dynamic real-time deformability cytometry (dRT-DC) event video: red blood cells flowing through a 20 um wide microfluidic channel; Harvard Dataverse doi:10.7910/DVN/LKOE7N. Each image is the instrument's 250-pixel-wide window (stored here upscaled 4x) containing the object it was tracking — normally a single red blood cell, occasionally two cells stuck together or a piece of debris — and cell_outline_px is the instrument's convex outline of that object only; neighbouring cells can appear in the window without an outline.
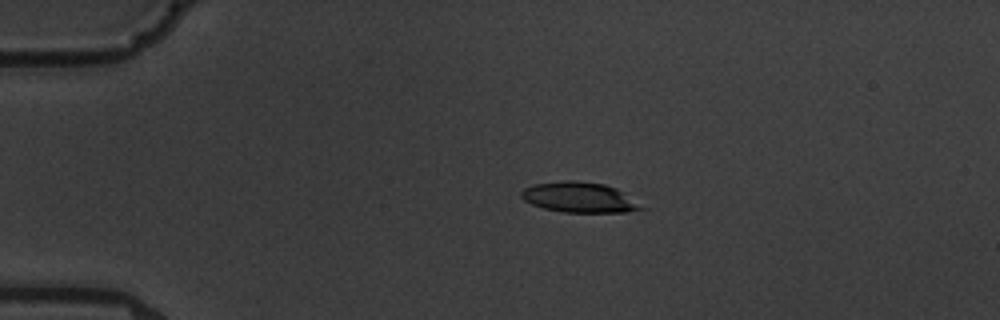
{"species": "common noctule bat (a hibernating species)", "species_latin": "Nyctalus noctula", "temperature_condition": "warm", "stored_images_in_passage": 9, "camera_frame_rate_fps": 3000, "um_per_image_px": 0.085, "animal": {"sex": "male", "body_mass_g": 19.5, "forearm_length_mm": 54.6}, "frame": {"image": 1, "passage_image": 2, "time_ms": 1.333, "image_size_px": [1000, 320], "cell_outline_px": [[648, 208], [628, 212], [564, 212], [544, 208], [532, 204], [524, 200], [520, 196], [520, 192], [524, 188], [532, 184], [564, 180], [576, 180], [604, 184], [616, 188]], "centroid_in_image_um": [49.25, 16.77], "position_along_channel_um": 35.8, "area_um2": 21.33}}
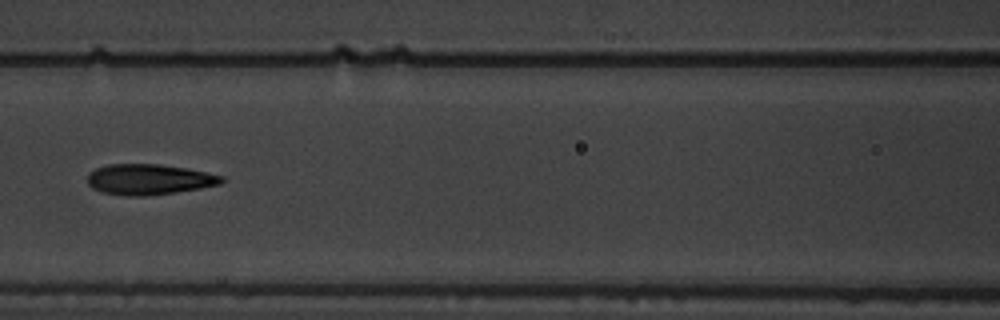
{"frame": {"image": 2, "passage_image": 6, "time_ms": 6.0, "image_size_px": [1000, 320], "cell_outline_px": [[224, 180], [220, 184], [200, 188], [148, 196], [128, 196], [104, 192], [92, 188], [88, 184], [88, 172], [96, 168], [108, 164], [160, 164], [184, 168], [224, 176]], "centroid_in_image_um": [12.64, 15.25], "position_along_channel_um": 154.0, "area_um2": 23.76}}
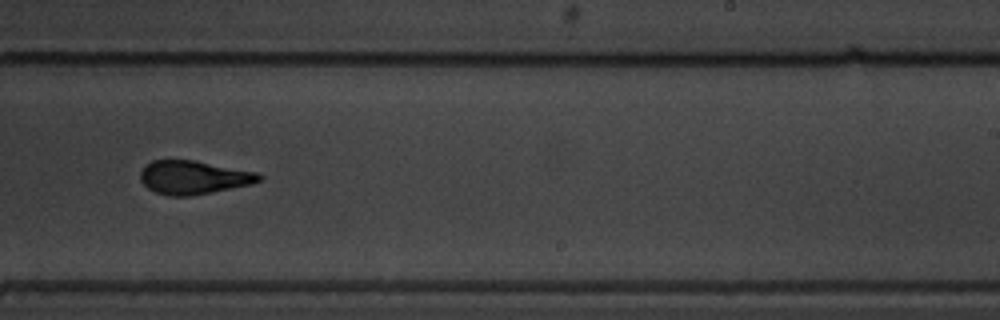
{"frame": {"image": 3, "passage_image": 9, "time_ms": 9.333, "image_size_px": [1000, 320], "cell_outline_px": [[264, 176], [260, 180], [252, 184], [192, 196], [168, 196], [156, 192], [148, 188], [140, 180], [140, 172], [152, 160], [196, 160], [256, 172]], "centroid_in_image_um": [16.46, 15.08], "position_along_channel_um": 272.5, "area_um2": 23.18}}